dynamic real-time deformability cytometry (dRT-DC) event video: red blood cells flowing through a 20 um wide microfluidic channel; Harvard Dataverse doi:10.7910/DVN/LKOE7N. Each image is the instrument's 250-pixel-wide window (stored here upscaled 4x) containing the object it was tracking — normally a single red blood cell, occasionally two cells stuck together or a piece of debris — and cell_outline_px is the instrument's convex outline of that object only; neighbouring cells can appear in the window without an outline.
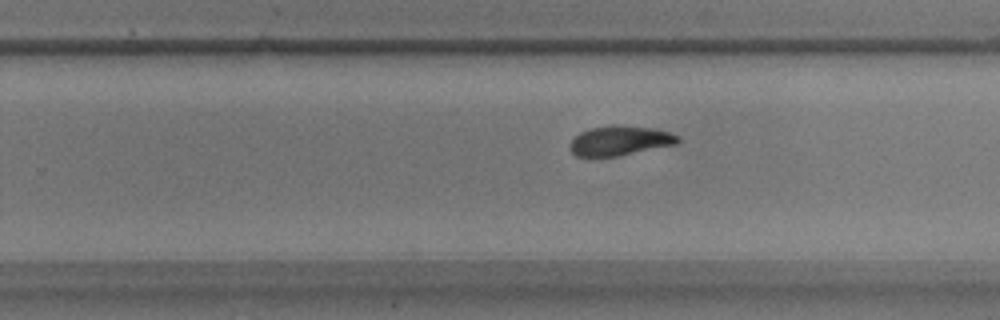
{"species": "common noctule bat (a hibernating species)", "species_latin": "Nyctalus noctula", "temperature_condition": "warm", "stored_images_in_passage": 50, "camera_frame_rate_fps": 3000, "um_per_image_px": 0.085, "animal": {"sex": "male", "body_mass_g": 17.9}, "frame": {"image": 1, "passage_image": 30, "time_ms": 9.667, "image_size_px": [1000, 320], "cell_outline_px": [[680, 140], [676, 144], [616, 156], [576, 156], [568, 148], [572, 140], [580, 132], [588, 128], [608, 124], [620, 124], [652, 128], [668, 132], [680, 136]], "centroid_in_image_um": [52.66, 11.93], "position_along_channel_um": 277.1, "area_um2": 18.73}}
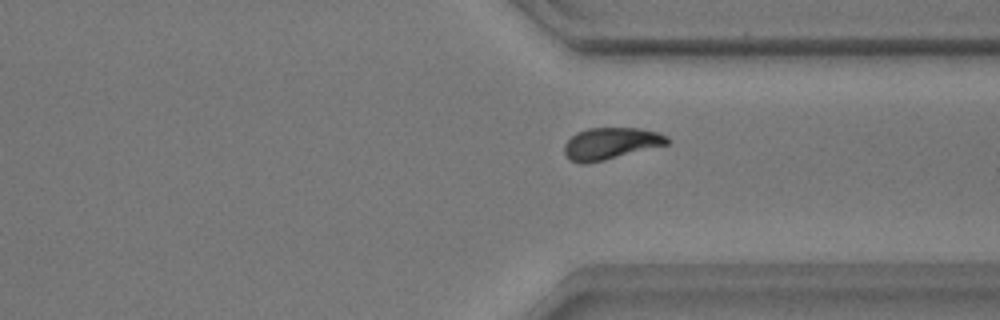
{"frame": {"image": 2, "passage_image": 37, "time_ms": 12.0, "image_size_px": [1000, 320], "cell_outline_px": [[672, 140], [668, 144], [604, 160], [584, 164], [580, 164], [568, 160], [564, 152], [564, 144], [576, 132], [588, 128], [640, 128], [660, 132], [668, 136]], "centroid_in_image_um": [51.92, 12.19], "position_along_channel_um": 359.5, "area_um2": 19.25}}
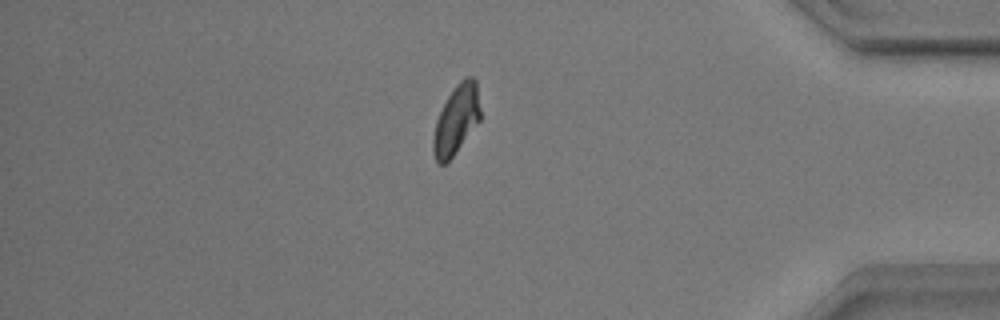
{"frame": {"image": 3, "passage_image": 43, "time_ms": 14.0, "image_size_px": [1000, 320], "cell_outline_px": [[480, 120], [452, 156], [444, 164], [436, 164], [432, 152], [432, 140], [436, 120], [448, 96], [456, 84], [464, 76], [472, 76], [476, 80], [480, 108]], "centroid_in_image_um": [38.77, 10.16], "position_along_channel_um": 396.4, "area_um2": 18.9}, "authors_computed_cell_mechanics": {"area_um2": 19.363, "velocity_mm_per_s": 3.5186, "shape_relaxation_time_tau1_ms": 3.3455, "shape_relaxation_time_tau2_ms": 4.7916, "deformation_change_tau1": 0.1223, "deformation_change_tau2": 0.0974}}